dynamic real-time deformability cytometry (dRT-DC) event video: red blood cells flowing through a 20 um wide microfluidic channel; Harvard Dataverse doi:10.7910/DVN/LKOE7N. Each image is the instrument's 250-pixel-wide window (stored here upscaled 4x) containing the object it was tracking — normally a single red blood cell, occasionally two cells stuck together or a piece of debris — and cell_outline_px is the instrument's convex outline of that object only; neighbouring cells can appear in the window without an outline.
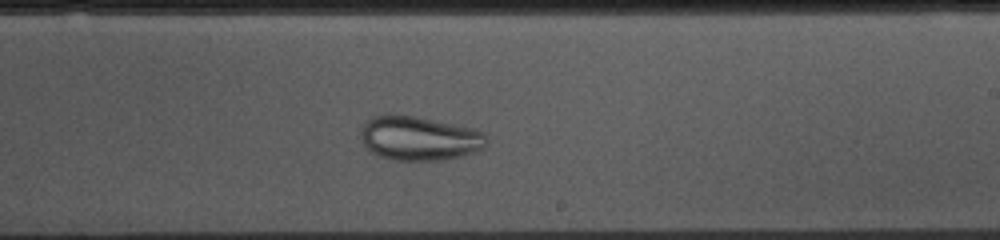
{"species": "common noctule bat (a hibernating species)", "species_latin": "Nyctalus noctula", "temperature_condition": "cold", "stored_images_in_passage": 41, "camera_frame_rate_fps": 3000, "um_per_image_px": 0.085, "animal": {"sex": "female", "body_mass_g": 10.0, "forearm_length_mm": 53.1}, "frame": {"image": 1, "passage_image": 28, "time_ms": 9.0, "image_size_px": [1000, 240], "cell_outline_px": [[488, 140], [484, 148], [460, 156], [440, 160], [392, 160], [380, 156], [372, 152], [364, 144], [360, 136], [360, 128], [372, 116], [384, 112], [388, 112], [416, 116], [472, 128], [484, 132], [488, 136]], "centroid_in_image_um": [35.6, 11.72], "position_along_channel_um": 253.4, "area_um2": 32.77}}
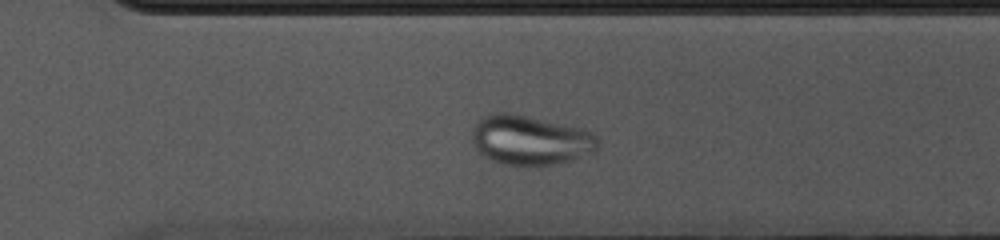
{"frame": {"image": 2, "passage_image": 34, "time_ms": 11.0, "image_size_px": [1000, 240], "cell_outline_px": [[600, 148], [596, 152], [560, 164], [504, 164], [492, 160], [484, 156], [472, 144], [472, 128], [476, 120], [480, 116], [492, 112], [512, 112], [584, 128], [592, 132], [596, 136], [600, 144]], "centroid_in_image_um": [45.09, 11.87], "position_along_channel_um": 325.5, "area_um2": 37.05}}
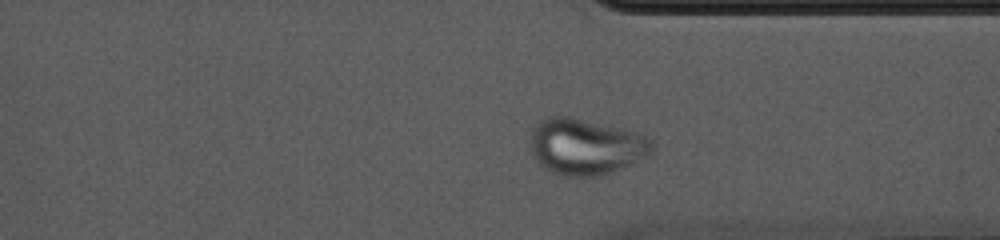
{"frame": {"image": 3, "passage_image": 37, "time_ms": 12.0, "image_size_px": [1000, 240], "cell_outline_px": [[652, 148], [648, 156], [624, 168], [600, 176], [564, 176], [548, 172], [532, 156], [528, 144], [532, 128], [540, 120], [548, 116], [568, 116], [640, 132], [652, 144]], "centroid_in_image_um": [49.73, 12.47], "position_along_channel_um": 361.7, "area_um2": 40.34}}